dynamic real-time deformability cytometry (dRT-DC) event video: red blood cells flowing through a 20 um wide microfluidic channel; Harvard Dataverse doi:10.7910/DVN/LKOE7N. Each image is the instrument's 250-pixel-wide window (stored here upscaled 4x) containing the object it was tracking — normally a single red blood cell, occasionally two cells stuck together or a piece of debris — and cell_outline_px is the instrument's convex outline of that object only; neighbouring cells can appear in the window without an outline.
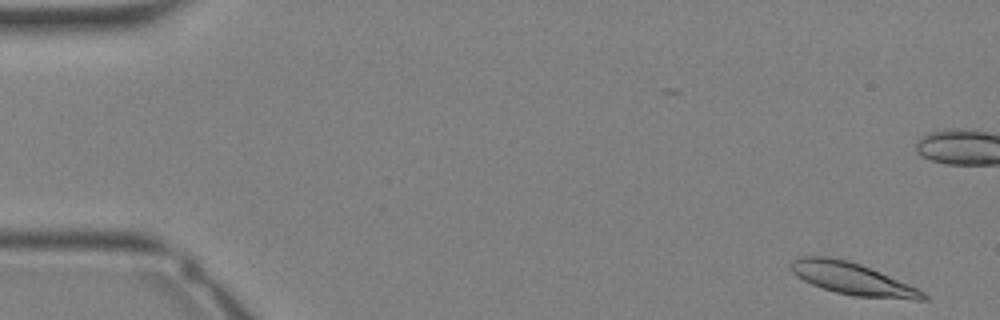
{"species": "Egyptian fruit bat (a non-hibernating species)", "species_latin": "Rousettus aegyptiacus", "temperature_condition": "warm", "stored_images_in_passage": 11, "camera_frame_rate_fps": 3000, "um_per_image_px": 0.085, "animal": {"sex": "female"}, "frame": {"image": 1, "passage_image": 1, "time_ms": 0.0, "image_size_px": [1000, 320], "cell_outline_px": [[928, 300], [916, 300], [856, 296], [836, 292], [812, 284], [796, 276], [792, 272], [788, 264], [792, 260], [800, 256], [828, 256], [848, 260], [860, 264], [880, 272], [908, 284], [924, 292], [928, 296]], "centroid_in_image_um": [72.42, 23.68], "position_along_channel_um": 12.6, "area_um2": 24.62}}